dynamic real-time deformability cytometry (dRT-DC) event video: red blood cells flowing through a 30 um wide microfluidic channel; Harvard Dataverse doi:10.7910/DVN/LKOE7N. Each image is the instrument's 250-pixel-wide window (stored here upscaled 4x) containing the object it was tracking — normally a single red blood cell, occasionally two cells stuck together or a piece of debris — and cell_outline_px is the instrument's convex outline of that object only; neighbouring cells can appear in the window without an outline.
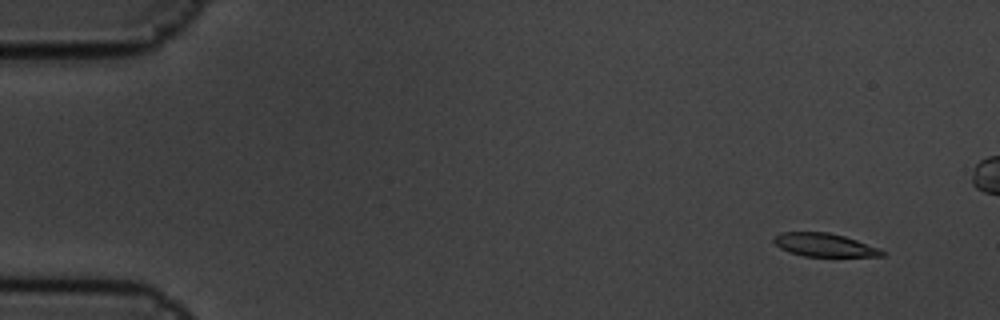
{"species": "common noctule bat (a hibernating species)", "species_latin": "Nyctalus noctula", "temperature_condition": "cold", "stored_images_in_passage": 13, "camera_frame_rate_fps": 3000, "um_per_image_px": 0.085, "animal": {"sex": "male", "body_mass_g": 19.5, "forearm_length_mm": 54.6}, "frame": {"image": 1, "passage_image": 2, "time_ms": 0.333, "image_size_px": [1000, 320], "cell_outline_px": [[884, 256], [804, 256], [788, 252], [780, 248], [772, 240], [780, 232], [828, 232], [844, 236], [880, 248], [884, 252]], "centroid_in_image_um": [70.05, 20.82], "position_along_channel_um": 14.9, "area_um2": 14.57}}
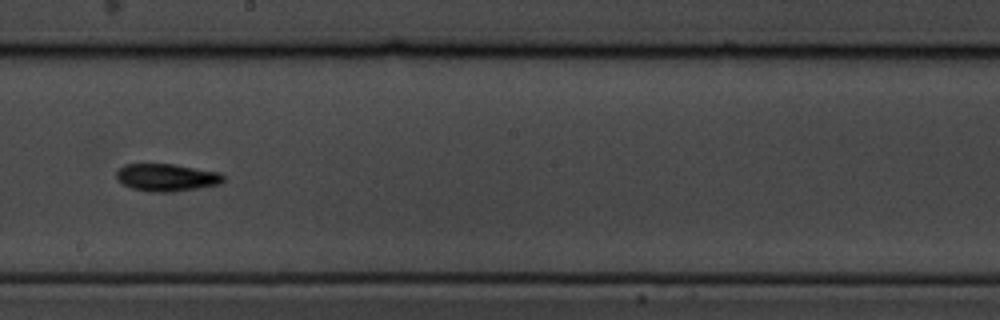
{"frame": {"image": 2, "passage_image": 10, "time_ms": 3.0, "image_size_px": [1000, 320], "cell_outline_px": [[224, 180], [220, 184], [172, 192], [152, 192], [132, 188], [116, 180], [116, 172], [124, 164], [172, 164], [220, 172], [224, 176]], "centroid_in_image_um": [14.15, 15.08], "position_along_channel_um": 234.0, "area_um2": 17.05}}
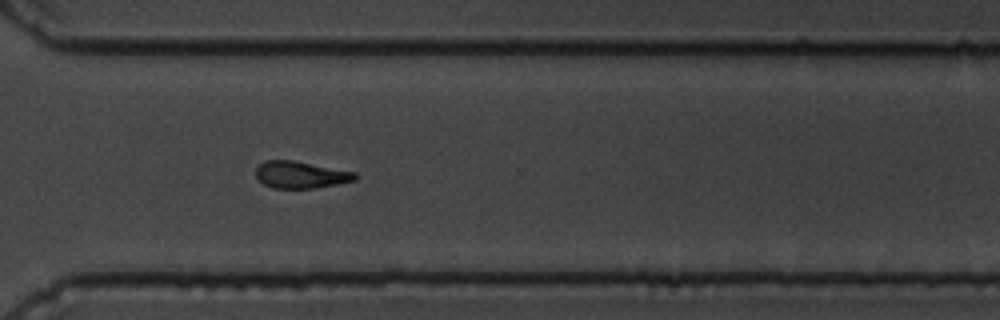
{"frame": {"image": 3, "passage_image": 13, "time_ms": 4.0, "image_size_px": [1000, 320], "cell_outline_px": [[360, 176], [356, 180], [316, 188], [272, 188], [264, 184], [256, 176], [256, 168], [264, 160], [292, 160], [356, 172]], "centroid_in_image_um": [25.58, 14.85], "position_along_channel_um": 345.0, "area_um2": 15.61}}